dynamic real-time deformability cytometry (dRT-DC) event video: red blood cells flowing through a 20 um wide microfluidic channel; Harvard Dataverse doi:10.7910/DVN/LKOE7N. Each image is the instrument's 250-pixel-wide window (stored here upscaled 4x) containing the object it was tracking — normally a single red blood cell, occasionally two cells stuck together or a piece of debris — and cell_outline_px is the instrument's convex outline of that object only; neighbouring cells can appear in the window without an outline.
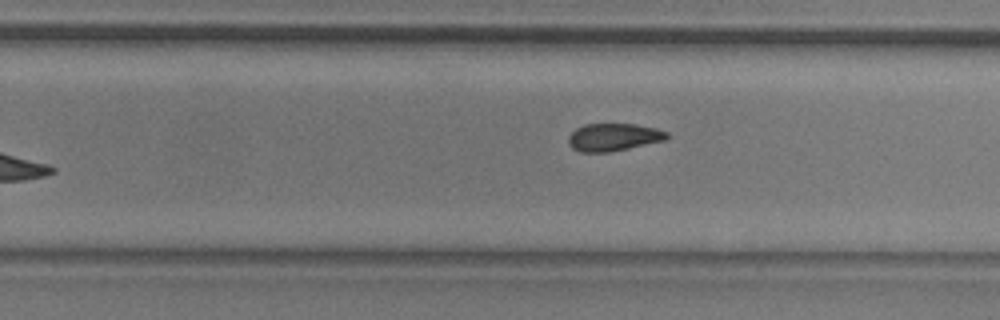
{"species": "common noctule bat (a hibernating species)", "species_latin": "Nyctalus noctula", "temperature_condition": "room temperature", "stored_images_in_passage": 10, "camera_frame_rate_fps": 3000, "um_per_image_px": 0.085, "animal": {"sex": "male", "body_mass_g": 20.5, "forearm_length_mm": 52.5}, "frame": {"image": 1, "passage_image": 10, "time_ms": 3.0, "image_size_px": [1000, 320], "cell_outline_px": [[668, 140], [608, 152], [580, 152], [572, 148], [568, 144], [568, 136], [576, 128], [584, 124], [636, 124], [656, 128], [668, 132]], "centroid_in_image_um": [52.15, 11.65], "position_along_channel_um": 277.6, "area_um2": 15.95}}